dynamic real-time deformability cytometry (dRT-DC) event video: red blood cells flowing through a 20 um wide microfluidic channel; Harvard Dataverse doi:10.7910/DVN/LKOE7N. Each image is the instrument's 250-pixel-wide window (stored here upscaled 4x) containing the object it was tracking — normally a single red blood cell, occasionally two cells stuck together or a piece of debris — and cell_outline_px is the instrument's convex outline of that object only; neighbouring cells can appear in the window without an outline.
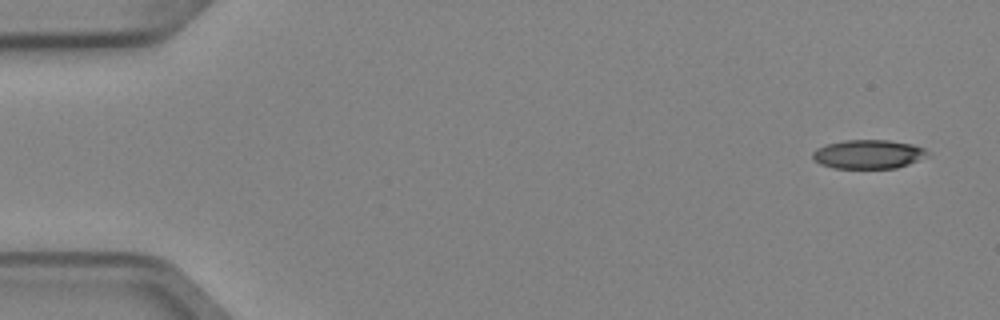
{"species": "Egyptian fruit bat (a non-hibernating species)", "species_latin": "Rousettus aegyptiacus", "temperature_condition": "cold", "stored_images_in_passage": 4, "camera_frame_rate_fps": 3000, "um_per_image_px": 0.085, "animal": {"sex": "female"}, "frame": {"image": 1, "passage_image": 1, "time_ms": 0.0, "image_size_px": [1000, 320], "cell_outline_px": [[928, 156], [908, 164], [896, 168], [832, 168], [820, 164], [812, 156], [812, 152], [816, 148], [824, 144], [844, 140], [888, 140], [912, 144], [924, 148], [928, 152]], "centroid_in_image_um": [73.78, 13.1], "position_along_channel_um": 11.2, "area_um2": 19.42}}